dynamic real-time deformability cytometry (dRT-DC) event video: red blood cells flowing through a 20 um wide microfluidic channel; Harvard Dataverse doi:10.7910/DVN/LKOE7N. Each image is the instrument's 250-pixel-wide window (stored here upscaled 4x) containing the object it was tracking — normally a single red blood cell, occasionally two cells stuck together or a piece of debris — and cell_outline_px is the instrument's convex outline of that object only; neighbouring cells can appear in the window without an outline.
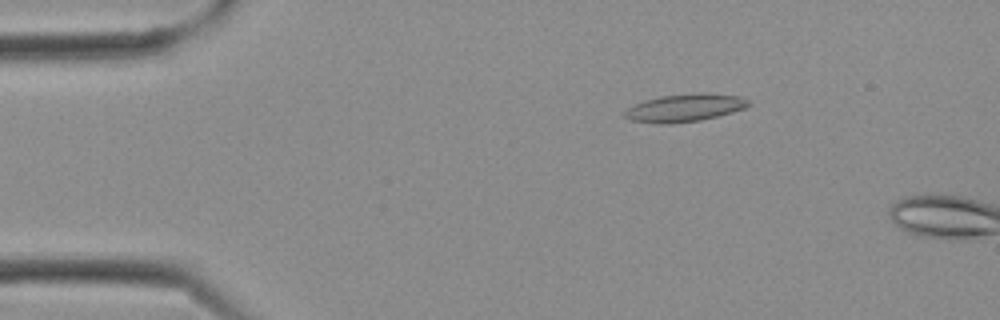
{"species": "Egyptian fruit bat (a non-hibernating species)", "species_latin": "Rousettus aegyptiacus", "temperature_condition": "cold", "stored_images_in_passage": 6, "camera_frame_rate_fps": 3000, "um_per_image_px": 0.085, "frame": {"image": 1, "passage_image": 5, "time_ms": 1.333, "image_size_px": [1000, 320], "cell_outline_px": [[748, 104], [744, 108], [732, 112], [700, 120], [672, 124], [660, 124], [632, 120], [624, 116], [624, 112], [628, 108], [644, 100], [660, 96], [696, 92], [704, 92], [740, 96], [748, 100]], "centroid_in_image_um": [58.19, 9.15], "position_along_channel_um": 26.8, "area_um2": 19.94}}